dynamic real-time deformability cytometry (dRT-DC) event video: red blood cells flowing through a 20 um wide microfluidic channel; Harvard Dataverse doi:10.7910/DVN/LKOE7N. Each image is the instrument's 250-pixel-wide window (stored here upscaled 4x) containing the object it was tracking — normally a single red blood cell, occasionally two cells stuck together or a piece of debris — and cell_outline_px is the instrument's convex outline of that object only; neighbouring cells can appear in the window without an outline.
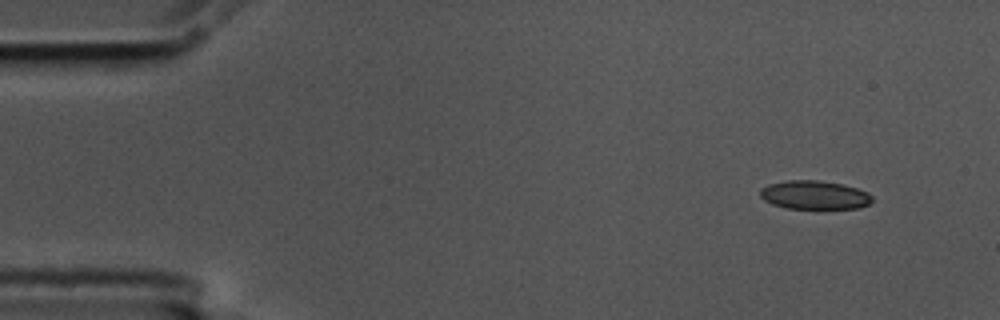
{"species": "common noctule bat (a hibernating species)", "species_latin": "Nyctalus noctula", "temperature_condition": "cold", "stored_images_in_passage": 3, "camera_frame_rate_fps": 3000, "um_per_image_px": 0.085, "animal": {"sex": "male", "body_mass_g": 17.5, "forearm_length_mm": 52.3}, "frame": {"image": 1, "passage_image": 1, "time_ms": 0.0, "image_size_px": [1000, 320], "cell_outline_px": [[872, 200], [868, 204], [860, 208], [788, 208], [772, 204], [764, 200], [760, 196], [760, 188], [768, 184], [788, 180], [820, 180], [844, 184], [868, 192], [872, 196]], "centroid_in_image_um": [69.22, 16.56], "position_along_channel_um": 15.8, "area_um2": 18.73}}
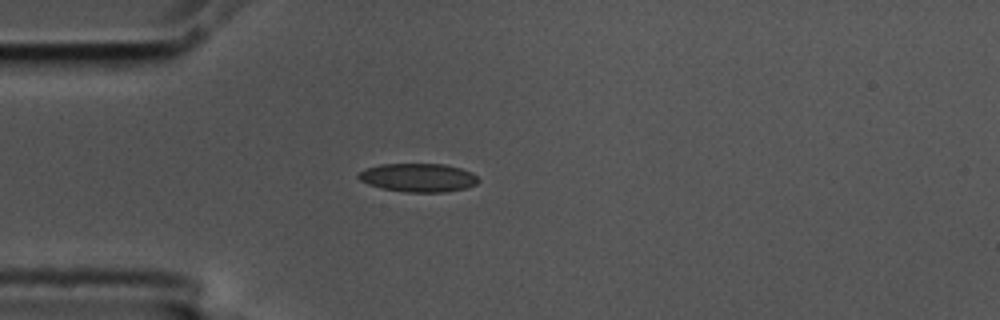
{"frame": {"image": 2, "passage_image": 3, "time_ms": 0.667, "image_size_px": [1000, 320], "cell_outline_px": [[480, 180], [476, 184], [468, 188], [444, 192], [404, 192], [384, 188], [368, 184], [360, 180], [356, 176], [364, 168], [380, 164], [444, 164], [460, 168], [472, 172]], "centroid_in_image_um": [35.56, 15.09], "position_along_channel_um": 49.4, "area_um2": 20.0}}